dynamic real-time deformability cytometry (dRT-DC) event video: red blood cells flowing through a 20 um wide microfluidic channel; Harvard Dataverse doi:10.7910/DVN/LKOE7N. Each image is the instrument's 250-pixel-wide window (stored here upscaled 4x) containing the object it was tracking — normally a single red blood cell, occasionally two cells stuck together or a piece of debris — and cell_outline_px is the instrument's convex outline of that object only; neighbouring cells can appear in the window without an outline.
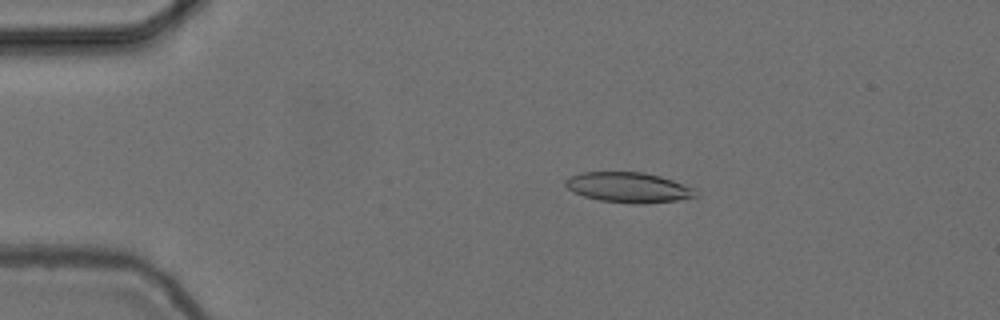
{"species": "common noctule bat (a hibernating species)", "species_latin": "Nyctalus noctula", "temperature_condition": "cold", "stored_images_in_passage": 55, "camera_frame_rate_fps": 3000, "um_per_image_px": 0.085, "animal": {"sex": "female", "body_mass_g": 24.6, "forearm_length_mm": 56.2}, "frame": {"image": 1, "passage_image": 11, "time_ms": 3.333, "image_size_px": [1000, 320], "cell_outline_px": [[696, 196], [676, 200], [644, 204], [640, 204], [600, 200], [584, 196], [568, 188], [564, 184], [564, 180], [568, 176], [580, 172], [644, 172], [660, 176], [696, 188]], "centroid_in_image_um": [53.41, 15.92], "position_along_channel_um": 31.6, "area_um2": 22.83}}
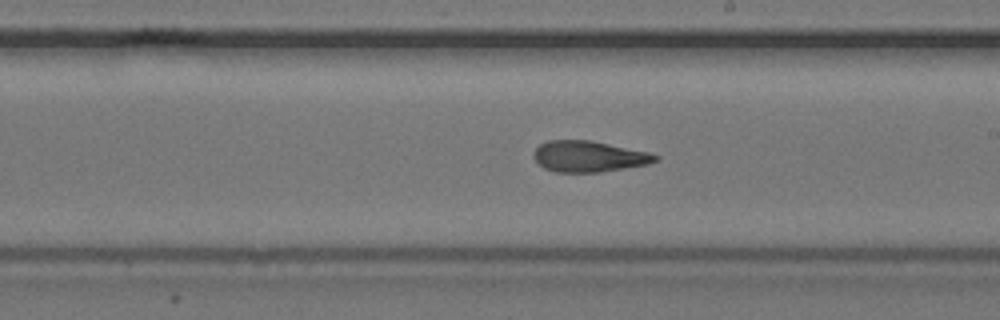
{"frame": {"image": 2, "passage_image": 32, "time_ms": 10.333, "image_size_px": [1000, 320], "cell_outline_px": [[660, 160], [648, 164], [600, 172], [556, 172], [544, 168], [532, 156], [532, 152], [540, 144], [548, 140], [592, 140], [648, 152], [660, 156]], "centroid_in_image_um": [50.05, 13.29], "position_along_channel_um": 238.9, "area_um2": 22.08}}
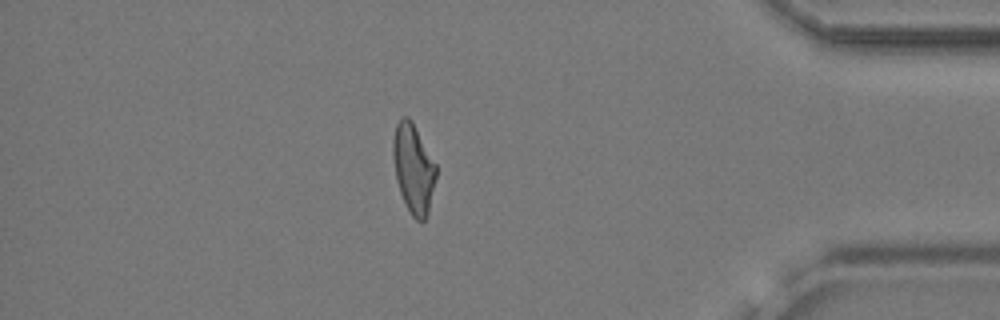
{"frame": {"image": 3, "passage_image": 48, "time_ms": 15.667, "image_size_px": [1000, 320], "cell_outline_px": [[436, 176], [428, 216], [424, 220], [416, 220], [412, 216], [400, 192], [396, 180], [392, 156], [392, 140], [396, 124], [404, 116], [408, 116], [412, 120], [436, 164]], "centroid_in_image_um": [35.13, 14.31], "position_along_channel_um": 400.1, "area_um2": 22.43}, "authors_computed_cell_mechanics": {"area_um2": 22.831, "velocity_mm_per_s": 3.7227, "shape_relaxation_time_tau1_ms": 6.4735, "shape_relaxation_time_tau2_ms": 2.9088, "deformation_change_tau1": 0.1769, "deformation_change_tau2": 0.1229}}